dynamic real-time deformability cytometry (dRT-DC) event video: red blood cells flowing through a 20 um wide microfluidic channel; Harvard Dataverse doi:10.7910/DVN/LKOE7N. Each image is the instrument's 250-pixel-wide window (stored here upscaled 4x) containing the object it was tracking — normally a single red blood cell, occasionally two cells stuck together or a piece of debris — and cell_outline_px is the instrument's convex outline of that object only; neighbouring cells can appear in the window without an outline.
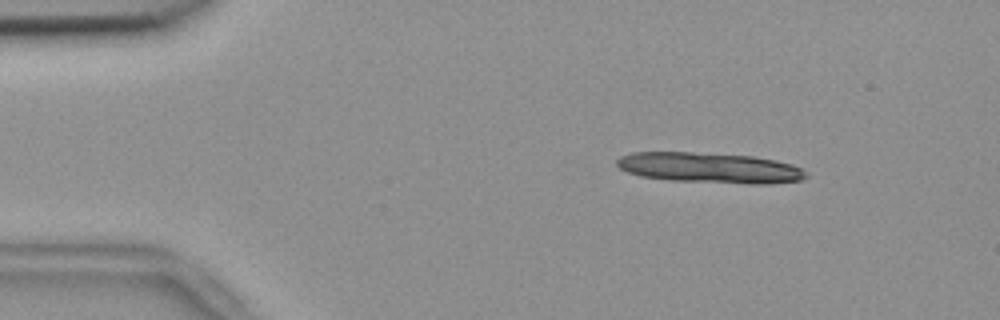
{"species": "common noctule bat (a hibernating species)", "species_latin": "Nyctalus noctula", "temperature_condition": "room temperature", "stored_images_in_passage": 14, "camera_frame_rate_fps": 3000, "um_per_image_px": 0.085, "animal": {"sex": "female", "body_mass_g": 18.4}, "frame": {"image": 1, "passage_image": 7, "time_ms": 2.0, "image_size_px": [1000, 320], "cell_outline_px": [[808, 176], [800, 180], [768, 184], [752, 184], [672, 180], [640, 176], [628, 172], [620, 168], [616, 164], [616, 160], [620, 156], [632, 152], [692, 152], [752, 156], [776, 160], [792, 164], [808, 172]], "centroid_in_image_um": [60.34, 14.26], "position_along_channel_um": 24.7, "area_um2": 33.58}}